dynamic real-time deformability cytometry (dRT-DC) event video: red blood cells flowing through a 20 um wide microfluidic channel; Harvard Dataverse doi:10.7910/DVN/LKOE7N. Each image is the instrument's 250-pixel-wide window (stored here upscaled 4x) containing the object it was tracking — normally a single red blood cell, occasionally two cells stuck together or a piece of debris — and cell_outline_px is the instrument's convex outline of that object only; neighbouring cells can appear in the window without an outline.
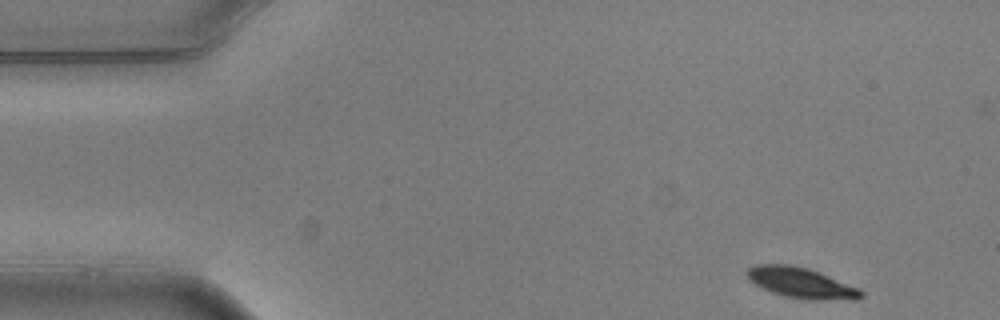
{"species": "common noctule bat (a hibernating species)", "species_latin": "Nyctalus noctula", "temperature_condition": "warm", "stored_images_in_passage": 4, "camera_frame_rate_fps": 3000, "um_per_image_px": 0.085, "animal": {"sex": "male", "body_mass_g": 20.5, "forearm_length_mm": 52.5}, "frame": {"image": 1, "passage_image": 1, "time_ms": 0.0, "image_size_px": [1000, 320], "cell_outline_px": [[864, 296], [856, 300], [808, 300], [784, 296], [772, 292], [748, 280], [744, 272], [748, 268], [756, 264], [788, 264], [808, 268], [860, 288], [864, 292]], "centroid_in_image_um": [68.12, 24.05], "position_along_channel_um": 16.9, "area_um2": 20.52}}
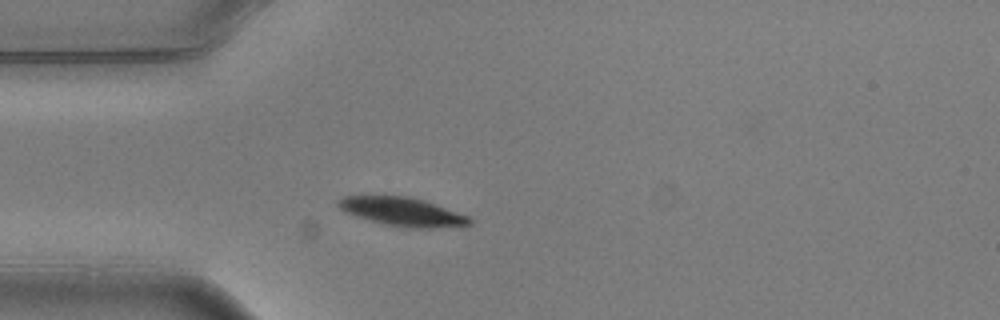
{"frame": {"image": 2, "passage_image": 4, "time_ms": 1.0, "image_size_px": [1000, 320], "cell_outline_px": [[472, 224], [436, 228], [412, 228], [384, 224], [356, 216], [344, 212], [336, 204], [344, 196], [408, 196], [424, 200], [472, 216]], "centroid_in_image_um": [34.26, 18.0], "position_along_channel_um": 50.7, "area_um2": 21.91}}